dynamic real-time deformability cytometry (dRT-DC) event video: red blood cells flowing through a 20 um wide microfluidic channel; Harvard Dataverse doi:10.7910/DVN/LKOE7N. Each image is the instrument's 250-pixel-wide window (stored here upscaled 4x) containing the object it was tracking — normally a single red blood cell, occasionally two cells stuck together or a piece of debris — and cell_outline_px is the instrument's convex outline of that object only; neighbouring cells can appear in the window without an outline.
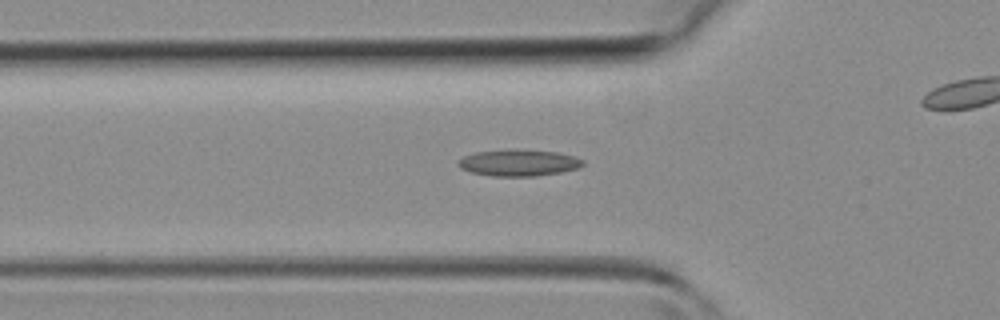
{"species": "common noctule bat (a hibernating species)", "species_latin": "Nyctalus noctula", "temperature_condition": "room temperature", "stored_images_in_passage": 34, "camera_frame_rate_fps": 3000, "um_per_image_px": 0.085, "animal": {"sex": "female", "body_mass_g": 19.3, "forearm_length_mm": 54.1}, "frame": {"image": 1, "passage_image": 12, "time_ms": 3.667, "image_size_px": [1000, 320], "cell_outline_px": [[584, 164], [576, 168], [560, 172], [536, 176], [492, 176], [472, 172], [460, 168], [456, 164], [464, 156], [476, 152], [508, 148], [512, 148], [556, 152], [576, 156], [584, 160]], "centroid_in_image_um": [44.08, 13.82], "position_along_channel_um": 81.7, "area_um2": 19.42}}
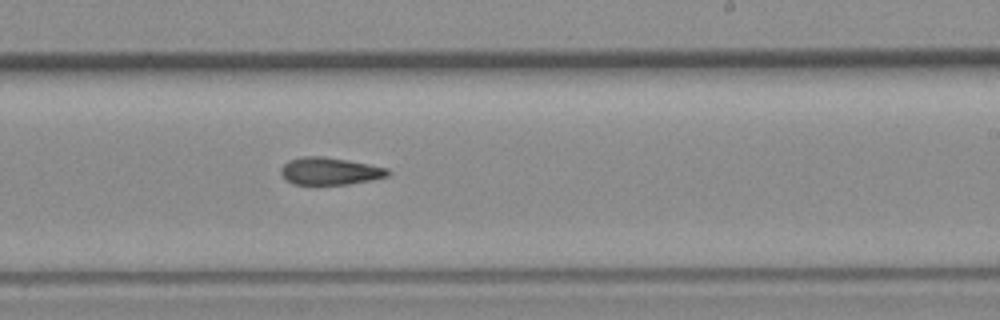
{"frame": {"image": 2, "passage_image": 23, "time_ms": 7.333, "image_size_px": [1000, 320], "cell_outline_px": [[392, 172], [388, 176], [372, 180], [348, 184], [292, 184], [284, 180], [280, 172], [280, 168], [288, 160], [304, 156], [324, 156], [368, 164], [388, 168]], "centroid_in_image_um": [28.02, 14.55], "position_along_channel_um": 261.0, "area_um2": 17.17}}
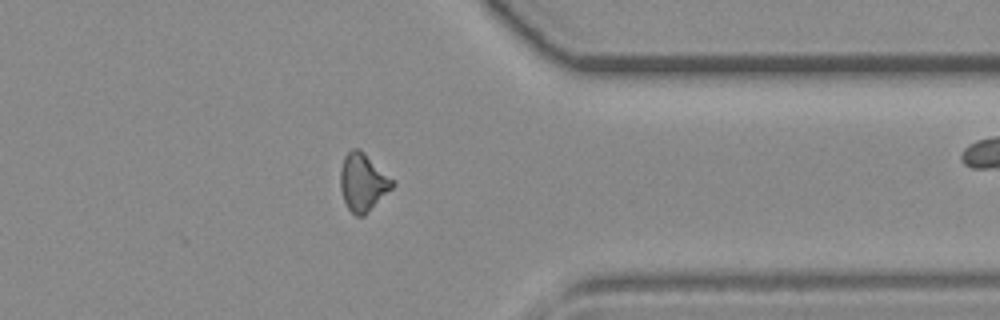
{"frame": {"image": 3, "passage_image": 31, "time_ms": 10.0, "image_size_px": [1000, 320], "cell_outline_px": [[396, 184], [364, 216], [356, 216], [348, 208], [344, 200], [340, 188], [340, 168], [344, 156], [352, 148], [360, 148]], "centroid_in_image_um": [30.81, 15.49], "position_along_channel_um": 380.6, "area_um2": 17.28}}